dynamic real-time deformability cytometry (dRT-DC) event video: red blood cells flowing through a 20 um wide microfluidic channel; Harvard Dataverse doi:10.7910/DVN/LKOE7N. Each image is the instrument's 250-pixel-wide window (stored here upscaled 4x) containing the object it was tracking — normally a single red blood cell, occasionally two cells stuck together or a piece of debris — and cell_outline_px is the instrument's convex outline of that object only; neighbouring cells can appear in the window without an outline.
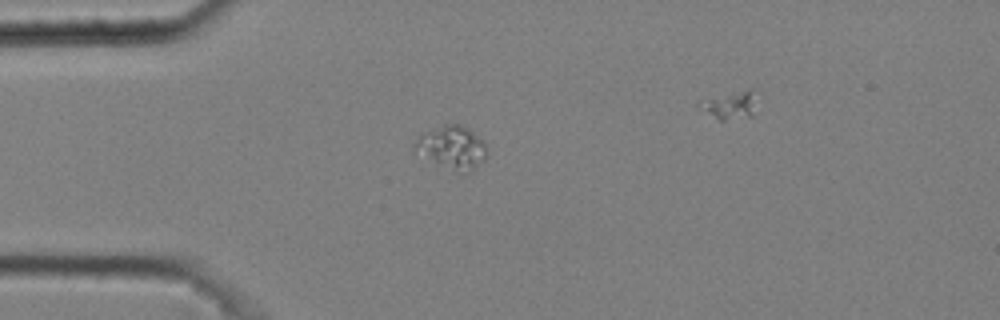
{"species": "common noctule bat (a hibernating species)", "species_latin": "Nyctalus noctula", "temperature_condition": "cold", "stored_images_in_passage": 3, "camera_frame_rate_fps": 3000, "um_per_image_px": 0.085, "animal": {"sex": "male", "body_mass_g": 20.4}, "frame": {"image": 1, "passage_image": 3, "time_ms": 0.667, "image_size_px": [1000, 320], "cell_outline_px": [[488, 152], [484, 160], [468, 172], [436, 160], [412, 148], [412, 144], [416, 136], [424, 132], [444, 124], [460, 124], [468, 128], [484, 140]], "centroid_in_image_um": [38.46, 12.42], "position_along_channel_um": 46.5, "area_um2": 17.17}}